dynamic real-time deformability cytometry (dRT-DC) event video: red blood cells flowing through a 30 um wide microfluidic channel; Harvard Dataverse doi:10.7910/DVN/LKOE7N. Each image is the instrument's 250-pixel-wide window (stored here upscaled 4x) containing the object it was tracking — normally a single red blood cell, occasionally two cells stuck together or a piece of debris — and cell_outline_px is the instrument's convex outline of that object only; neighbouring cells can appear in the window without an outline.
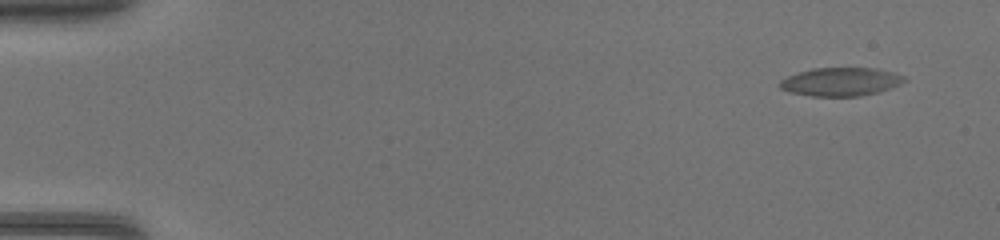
{"species": "common noctule bat (a hibernating species)", "species_latin": "Nyctalus noctula", "temperature_condition": "warm", "stored_images_in_passage": 45, "camera_frame_rate_fps": 3000, "um_per_image_px": 0.085, "animal": {"sex": "female", "body_mass_g": 17.0, "forearm_length_mm": 48.0}, "frame": {"image": 1, "passage_image": 1, "time_ms": 0.0, "image_size_px": [1000, 240], "cell_outline_px": [[904, 80], [900, 84], [880, 92], [860, 96], [812, 96], [792, 92], [780, 88], [780, 80], [788, 76], [812, 68], [876, 68], [892, 72], [904, 76]], "centroid_in_image_um": [71.47, 6.95], "position_along_channel_um": 13.5, "area_um2": 20.4}}
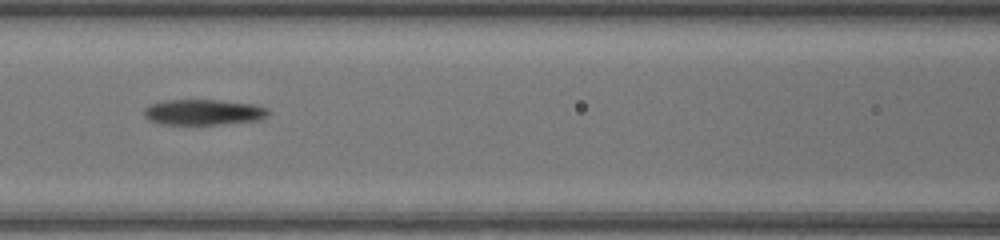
{"frame": {"image": 2, "passage_image": 20, "time_ms": 6.333, "image_size_px": [1000, 240], "cell_outline_px": [[268, 116], [260, 120], [220, 124], [160, 124], [148, 120], [144, 116], [144, 108], [152, 104], [168, 100], [216, 100], [252, 104], [268, 108]], "centroid_in_image_um": [17.29, 9.54], "position_along_channel_um": 149.3, "area_um2": 18.44}}
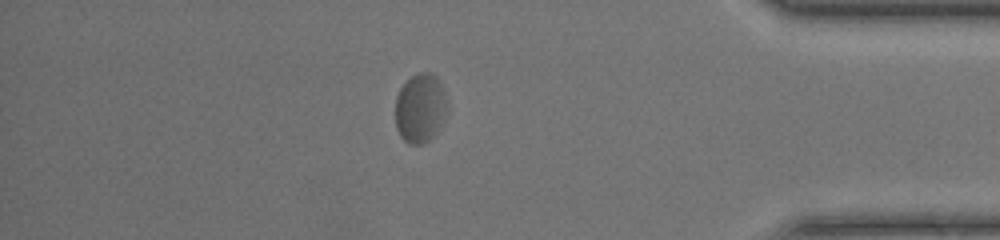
{"frame": {"image": 3, "passage_image": 39, "time_ms": 12.667, "image_size_px": [1000, 240], "cell_outline_px": [[444, 108], [440, 124], [436, 132], [428, 140], [420, 144], [408, 144], [400, 136], [396, 128], [396, 96], [400, 88], [412, 76], [420, 72], [432, 72], [436, 76], [444, 92]], "centroid_in_image_um": [35.66, 9.18], "position_along_channel_um": 399.5, "area_um2": 20.23}}